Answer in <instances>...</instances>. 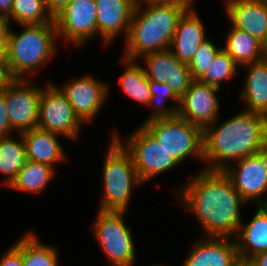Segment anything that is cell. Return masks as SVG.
I'll list each match as a JSON object with an SVG mask.
<instances>
[{
  "label": "cell",
  "instance_id": "1",
  "mask_svg": "<svg viewBox=\"0 0 267 266\" xmlns=\"http://www.w3.org/2000/svg\"><path fill=\"white\" fill-rule=\"evenodd\" d=\"M203 170L184 184L179 199L205 230L207 237H236L241 221L240 196L223 171Z\"/></svg>",
  "mask_w": 267,
  "mask_h": 266
},
{
  "label": "cell",
  "instance_id": "2",
  "mask_svg": "<svg viewBox=\"0 0 267 266\" xmlns=\"http://www.w3.org/2000/svg\"><path fill=\"white\" fill-rule=\"evenodd\" d=\"M216 122L203 130L205 170L223 171L227 161L241 160L267 149V117L243 110L216 128Z\"/></svg>",
  "mask_w": 267,
  "mask_h": 266
},
{
  "label": "cell",
  "instance_id": "3",
  "mask_svg": "<svg viewBox=\"0 0 267 266\" xmlns=\"http://www.w3.org/2000/svg\"><path fill=\"white\" fill-rule=\"evenodd\" d=\"M143 4L146 5L143 7ZM191 5L193 3L137 1L123 56L137 60L148 53L170 48L178 20Z\"/></svg>",
  "mask_w": 267,
  "mask_h": 266
},
{
  "label": "cell",
  "instance_id": "4",
  "mask_svg": "<svg viewBox=\"0 0 267 266\" xmlns=\"http://www.w3.org/2000/svg\"><path fill=\"white\" fill-rule=\"evenodd\" d=\"M23 31L8 33V76L27 79L56 54L57 27L55 23L20 25Z\"/></svg>",
  "mask_w": 267,
  "mask_h": 266
},
{
  "label": "cell",
  "instance_id": "5",
  "mask_svg": "<svg viewBox=\"0 0 267 266\" xmlns=\"http://www.w3.org/2000/svg\"><path fill=\"white\" fill-rule=\"evenodd\" d=\"M103 166V196L99 210L127 211L132 186L141 184L130 153L112 136Z\"/></svg>",
  "mask_w": 267,
  "mask_h": 266
},
{
  "label": "cell",
  "instance_id": "6",
  "mask_svg": "<svg viewBox=\"0 0 267 266\" xmlns=\"http://www.w3.org/2000/svg\"><path fill=\"white\" fill-rule=\"evenodd\" d=\"M181 164L188 156L203 161V130L178 114L141 124Z\"/></svg>",
  "mask_w": 267,
  "mask_h": 266
},
{
  "label": "cell",
  "instance_id": "7",
  "mask_svg": "<svg viewBox=\"0 0 267 266\" xmlns=\"http://www.w3.org/2000/svg\"><path fill=\"white\" fill-rule=\"evenodd\" d=\"M126 211L98 210L93 231L113 266H134L135 248L130 226L124 222Z\"/></svg>",
  "mask_w": 267,
  "mask_h": 266
},
{
  "label": "cell",
  "instance_id": "8",
  "mask_svg": "<svg viewBox=\"0 0 267 266\" xmlns=\"http://www.w3.org/2000/svg\"><path fill=\"white\" fill-rule=\"evenodd\" d=\"M117 134L115 131L113 135L130 153L142 183L179 165L173 155H169L142 125L127 137L125 143H122Z\"/></svg>",
  "mask_w": 267,
  "mask_h": 266
},
{
  "label": "cell",
  "instance_id": "9",
  "mask_svg": "<svg viewBox=\"0 0 267 266\" xmlns=\"http://www.w3.org/2000/svg\"><path fill=\"white\" fill-rule=\"evenodd\" d=\"M82 122L76 116L59 87L50 83L42 88L39 104L38 128L63 135L68 139L79 137Z\"/></svg>",
  "mask_w": 267,
  "mask_h": 266
},
{
  "label": "cell",
  "instance_id": "10",
  "mask_svg": "<svg viewBox=\"0 0 267 266\" xmlns=\"http://www.w3.org/2000/svg\"><path fill=\"white\" fill-rule=\"evenodd\" d=\"M32 80L9 79L5 84V100L11 128L18 133L38 127L42 88Z\"/></svg>",
  "mask_w": 267,
  "mask_h": 266
},
{
  "label": "cell",
  "instance_id": "11",
  "mask_svg": "<svg viewBox=\"0 0 267 266\" xmlns=\"http://www.w3.org/2000/svg\"><path fill=\"white\" fill-rule=\"evenodd\" d=\"M58 39L72 45H84L97 35V5L95 0H70L54 18ZM62 37V38H61Z\"/></svg>",
  "mask_w": 267,
  "mask_h": 266
},
{
  "label": "cell",
  "instance_id": "12",
  "mask_svg": "<svg viewBox=\"0 0 267 266\" xmlns=\"http://www.w3.org/2000/svg\"><path fill=\"white\" fill-rule=\"evenodd\" d=\"M236 162L238 166L228 164L224 174L246 202L263 205L267 201V198L261 200L267 193V149Z\"/></svg>",
  "mask_w": 267,
  "mask_h": 266
},
{
  "label": "cell",
  "instance_id": "13",
  "mask_svg": "<svg viewBox=\"0 0 267 266\" xmlns=\"http://www.w3.org/2000/svg\"><path fill=\"white\" fill-rule=\"evenodd\" d=\"M219 90L217 87L194 80L180 98L177 114L204 130L210 124H213L219 116L220 100L216 95Z\"/></svg>",
  "mask_w": 267,
  "mask_h": 266
},
{
  "label": "cell",
  "instance_id": "14",
  "mask_svg": "<svg viewBox=\"0 0 267 266\" xmlns=\"http://www.w3.org/2000/svg\"><path fill=\"white\" fill-rule=\"evenodd\" d=\"M59 89L82 123L91 122L98 115L109 91L105 82L102 83L91 75L79 77Z\"/></svg>",
  "mask_w": 267,
  "mask_h": 266
},
{
  "label": "cell",
  "instance_id": "15",
  "mask_svg": "<svg viewBox=\"0 0 267 266\" xmlns=\"http://www.w3.org/2000/svg\"><path fill=\"white\" fill-rule=\"evenodd\" d=\"M142 59L146 62L144 71L148 79L167 82L179 99L194 81L188 64L180 62L169 48L148 53Z\"/></svg>",
  "mask_w": 267,
  "mask_h": 266
},
{
  "label": "cell",
  "instance_id": "16",
  "mask_svg": "<svg viewBox=\"0 0 267 266\" xmlns=\"http://www.w3.org/2000/svg\"><path fill=\"white\" fill-rule=\"evenodd\" d=\"M97 5V35L109 45L121 32L127 38L137 0H95Z\"/></svg>",
  "mask_w": 267,
  "mask_h": 266
},
{
  "label": "cell",
  "instance_id": "17",
  "mask_svg": "<svg viewBox=\"0 0 267 266\" xmlns=\"http://www.w3.org/2000/svg\"><path fill=\"white\" fill-rule=\"evenodd\" d=\"M205 238L196 243L181 266H235L240 261L236 239L231 241L227 237Z\"/></svg>",
  "mask_w": 267,
  "mask_h": 266
},
{
  "label": "cell",
  "instance_id": "18",
  "mask_svg": "<svg viewBox=\"0 0 267 266\" xmlns=\"http://www.w3.org/2000/svg\"><path fill=\"white\" fill-rule=\"evenodd\" d=\"M192 7L189 6L180 16L169 48L185 64L192 61L200 44L208 38L202 21Z\"/></svg>",
  "mask_w": 267,
  "mask_h": 266
},
{
  "label": "cell",
  "instance_id": "19",
  "mask_svg": "<svg viewBox=\"0 0 267 266\" xmlns=\"http://www.w3.org/2000/svg\"><path fill=\"white\" fill-rule=\"evenodd\" d=\"M231 26L248 32L259 41L267 35V5L260 0H225Z\"/></svg>",
  "mask_w": 267,
  "mask_h": 266
},
{
  "label": "cell",
  "instance_id": "20",
  "mask_svg": "<svg viewBox=\"0 0 267 266\" xmlns=\"http://www.w3.org/2000/svg\"><path fill=\"white\" fill-rule=\"evenodd\" d=\"M27 160L53 167L55 163L66 159L58 140L61 135L40 128H33L21 133Z\"/></svg>",
  "mask_w": 267,
  "mask_h": 266
},
{
  "label": "cell",
  "instance_id": "21",
  "mask_svg": "<svg viewBox=\"0 0 267 266\" xmlns=\"http://www.w3.org/2000/svg\"><path fill=\"white\" fill-rule=\"evenodd\" d=\"M236 238L240 239L236 241L240 261L248 262L253 256L267 252V210L262 205H258L249 223L240 225Z\"/></svg>",
  "mask_w": 267,
  "mask_h": 266
},
{
  "label": "cell",
  "instance_id": "22",
  "mask_svg": "<svg viewBox=\"0 0 267 266\" xmlns=\"http://www.w3.org/2000/svg\"><path fill=\"white\" fill-rule=\"evenodd\" d=\"M246 66L248 72L240 97L247 104V111L267 117V61L260 60L242 67Z\"/></svg>",
  "mask_w": 267,
  "mask_h": 266
},
{
  "label": "cell",
  "instance_id": "23",
  "mask_svg": "<svg viewBox=\"0 0 267 266\" xmlns=\"http://www.w3.org/2000/svg\"><path fill=\"white\" fill-rule=\"evenodd\" d=\"M223 49L238 66L262 60V42L248 32L231 27Z\"/></svg>",
  "mask_w": 267,
  "mask_h": 266
},
{
  "label": "cell",
  "instance_id": "24",
  "mask_svg": "<svg viewBox=\"0 0 267 266\" xmlns=\"http://www.w3.org/2000/svg\"><path fill=\"white\" fill-rule=\"evenodd\" d=\"M126 68L119 77L120 86L125 94L131 99L143 105H149L151 92L149 89L150 80L145 74L144 68L136 60L122 58Z\"/></svg>",
  "mask_w": 267,
  "mask_h": 266
},
{
  "label": "cell",
  "instance_id": "25",
  "mask_svg": "<svg viewBox=\"0 0 267 266\" xmlns=\"http://www.w3.org/2000/svg\"><path fill=\"white\" fill-rule=\"evenodd\" d=\"M18 134L20 141L10 135L0 137V172L6 175L4 184L8 187L27 161L23 137L21 133Z\"/></svg>",
  "mask_w": 267,
  "mask_h": 266
},
{
  "label": "cell",
  "instance_id": "26",
  "mask_svg": "<svg viewBox=\"0 0 267 266\" xmlns=\"http://www.w3.org/2000/svg\"><path fill=\"white\" fill-rule=\"evenodd\" d=\"M54 173V167L27 160L9 187L26 193H41L52 181Z\"/></svg>",
  "mask_w": 267,
  "mask_h": 266
},
{
  "label": "cell",
  "instance_id": "27",
  "mask_svg": "<svg viewBox=\"0 0 267 266\" xmlns=\"http://www.w3.org/2000/svg\"><path fill=\"white\" fill-rule=\"evenodd\" d=\"M56 246L42 244L31 231L22 238L23 266H58Z\"/></svg>",
  "mask_w": 267,
  "mask_h": 266
},
{
  "label": "cell",
  "instance_id": "28",
  "mask_svg": "<svg viewBox=\"0 0 267 266\" xmlns=\"http://www.w3.org/2000/svg\"><path fill=\"white\" fill-rule=\"evenodd\" d=\"M7 19L19 25L55 23L44 0H13L11 14Z\"/></svg>",
  "mask_w": 267,
  "mask_h": 266
},
{
  "label": "cell",
  "instance_id": "29",
  "mask_svg": "<svg viewBox=\"0 0 267 266\" xmlns=\"http://www.w3.org/2000/svg\"><path fill=\"white\" fill-rule=\"evenodd\" d=\"M149 89L151 92V99L148 106H154V109H152L153 112L152 114H150V117H148L147 121L159 118L173 117L177 115L180 99L173 93L167 82L161 83L155 80H150ZM168 98L177 103L175 104L176 106H165L164 103Z\"/></svg>",
  "mask_w": 267,
  "mask_h": 266
},
{
  "label": "cell",
  "instance_id": "30",
  "mask_svg": "<svg viewBox=\"0 0 267 266\" xmlns=\"http://www.w3.org/2000/svg\"><path fill=\"white\" fill-rule=\"evenodd\" d=\"M237 67L239 66L235 61L221 48L208 66V70L198 80L220 89L221 83L230 78L232 79L238 72Z\"/></svg>",
  "mask_w": 267,
  "mask_h": 266
},
{
  "label": "cell",
  "instance_id": "31",
  "mask_svg": "<svg viewBox=\"0 0 267 266\" xmlns=\"http://www.w3.org/2000/svg\"><path fill=\"white\" fill-rule=\"evenodd\" d=\"M220 49L221 47L217 48L208 38L200 44L192 61L188 64L194 80H198L208 70V66Z\"/></svg>",
  "mask_w": 267,
  "mask_h": 266
},
{
  "label": "cell",
  "instance_id": "32",
  "mask_svg": "<svg viewBox=\"0 0 267 266\" xmlns=\"http://www.w3.org/2000/svg\"><path fill=\"white\" fill-rule=\"evenodd\" d=\"M0 266H23L22 238L12 246L5 254H1Z\"/></svg>",
  "mask_w": 267,
  "mask_h": 266
},
{
  "label": "cell",
  "instance_id": "33",
  "mask_svg": "<svg viewBox=\"0 0 267 266\" xmlns=\"http://www.w3.org/2000/svg\"><path fill=\"white\" fill-rule=\"evenodd\" d=\"M11 131H14L9 123V118L7 114V106L5 100V86L2 91H0V137L9 136Z\"/></svg>",
  "mask_w": 267,
  "mask_h": 266
},
{
  "label": "cell",
  "instance_id": "34",
  "mask_svg": "<svg viewBox=\"0 0 267 266\" xmlns=\"http://www.w3.org/2000/svg\"><path fill=\"white\" fill-rule=\"evenodd\" d=\"M70 0H44L46 9L55 18Z\"/></svg>",
  "mask_w": 267,
  "mask_h": 266
},
{
  "label": "cell",
  "instance_id": "35",
  "mask_svg": "<svg viewBox=\"0 0 267 266\" xmlns=\"http://www.w3.org/2000/svg\"><path fill=\"white\" fill-rule=\"evenodd\" d=\"M0 69L7 70L8 74V42H0Z\"/></svg>",
  "mask_w": 267,
  "mask_h": 266
},
{
  "label": "cell",
  "instance_id": "36",
  "mask_svg": "<svg viewBox=\"0 0 267 266\" xmlns=\"http://www.w3.org/2000/svg\"><path fill=\"white\" fill-rule=\"evenodd\" d=\"M9 24L6 17L0 16V42H8Z\"/></svg>",
  "mask_w": 267,
  "mask_h": 266
},
{
  "label": "cell",
  "instance_id": "37",
  "mask_svg": "<svg viewBox=\"0 0 267 266\" xmlns=\"http://www.w3.org/2000/svg\"><path fill=\"white\" fill-rule=\"evenodd\" d=\"M248 263L251 266H267V252L253 256Z\"/></svg>",
  "mask_w": 267,
  "mask_h": 266
},
{
  "label": "cell",
  "instance_id": "38",
  "mask_svg": "<svg viewBox=\"0 0 267 266\" xmlns=\"http://www.w3.org/2000/svg\"><path fill=\"white\" fill-rule=\"evenodd\" d=\"M13 0H0V16L8 17L11 14Z\"/></svg>",
  "mask_w": 267,
  "mask_h": 266
},
{
  "label": "cell",
  "instance_id": "39",
  "mask_svg": "<svg viewBox=\"0 0 267 266\" xmlns=\"http://www.w3.org/2000/svg\"><path fill=\"white\" fill-rule=\"evenodd\" d=\"M9 76L7 74V70L5 69H0V91L3 90L5 84L9 80Z\"/></svg>",
  "mask_w": 267,
  "mask_h": 266
},
{
  "label": "cell",
  "instance_id": "40",
  "mask_svg": "<svg viewBox=\"0 0 267 266\" xmlns=\"http://www.w3.org/2000/svg\"><path fill=\"white\" fill-rule=\"evenodd\" d=\"M262 60L267 61V35L262 41Z\"/></svg>",
  "mask_w": 267,
  "mask_h": 266
},
{
  "label": "cell",
  "instance_id": "41",
  "mask_svg": "<svg viewBox=\"0 0 267 266\" xmlns=\"http://www.w3.org/2000/svg\"><path fill=\"white\" fill-rule=\"evenodd\" d=\"M142 2H149V1H162V2H182V3H193V0H137Z\"/></svg>",
  "mask_w": 267,
  "mask_h": 266
},
{
  "label": "cell",
  "instance_id": "42",
  "mask_svg": "<svg viewBox=\"0 0 267 266\" xmlns=\"http://www.w3.org/2000/svg\"><path fill=\"white\" fill-rule=\"evenodd\" d=\"M235 266H247V262L239 261Z\"/></svg>",
  "mask_w": 267,
  "mask_h": 266
},
{
  "label": "cell",
  "instance_id": "43",
  "mask_svg": "<svg viewBox=\"0 0 267 266\" xmlns=\"http://www.w3.org/2000/svg\"><path fill=\"white\" fill-rule=\"evenodd\" d=\"M262 206L267 210V201Z\"/></svg>",
  "mask_w": 267,
  "mask_h": 266
},
{
  "label": "cell",
  "instance_id": "44",
  "mask_svg": "<svg viewBox=\"0 0 267 266\" xmlns=\"http://www.w3.org/2000/svg\"><path fill=\"white\" fill-rule=\"evenodd\" d=\"M260 1L267 5V0H260Z\"/></svg>",
  "mask_w": 267,
  "mask_h": 266
}]
</instances>
